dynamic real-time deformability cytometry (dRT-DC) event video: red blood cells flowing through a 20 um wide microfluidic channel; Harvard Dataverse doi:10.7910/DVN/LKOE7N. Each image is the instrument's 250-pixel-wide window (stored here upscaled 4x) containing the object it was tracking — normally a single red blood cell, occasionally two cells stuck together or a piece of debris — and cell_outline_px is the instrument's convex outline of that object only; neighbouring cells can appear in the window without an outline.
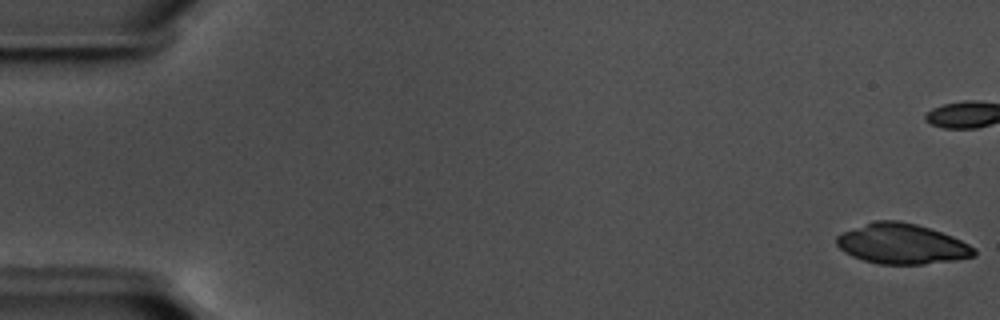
{"species": "common noctule bat (a hibernating species)", "species_latin": "Nyctalus noctula", "temperature_condition": "warm", "stored_images_in_passage": 58, "camera_frame_rate_fps": 3000, "um_per_image_px": 0.085, "animal": {"sex": "male", "body_mass_g": 17.5, "forearm_length_mm": 52.3}, "frame": {"image": 1, "passage_image": 1, "time_ms": 0.0, "image_size_px": [1000, 320], "cell_outline_px": [[976, 256], [956, 260], [924, 264], [880, 264], [864, 260], [852, 256], [844, 252], [836, 244], [836, 236], [840, 232], [876, 220], [896, 220], [916, 224], [952, 236], [976, 248]], "centroid_in_image_um": [76.64, 20.73], "position_along_channel_um": 8.4, "area_um2": 32.25}}